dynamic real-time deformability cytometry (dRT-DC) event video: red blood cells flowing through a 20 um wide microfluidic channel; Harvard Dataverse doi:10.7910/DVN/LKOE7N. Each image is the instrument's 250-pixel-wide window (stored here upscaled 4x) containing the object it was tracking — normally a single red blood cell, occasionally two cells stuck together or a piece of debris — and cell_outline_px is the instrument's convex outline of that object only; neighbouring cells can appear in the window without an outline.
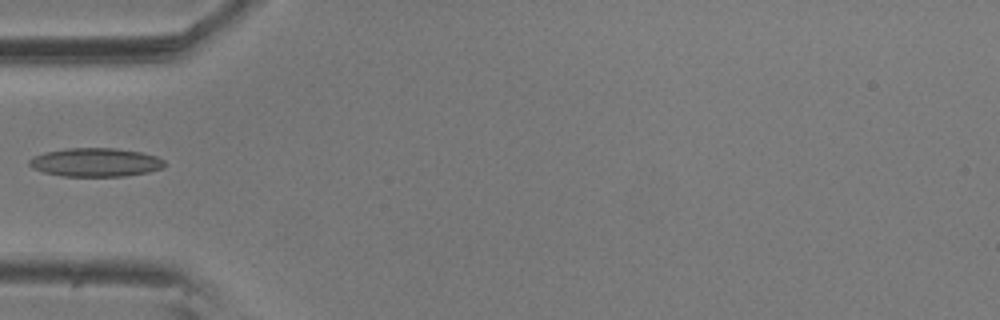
{"species": "common noctule bat (a hibernating species)", "species_latin": "Nyctalus noctula", "temperature_condition": "room temperature", "stored_images_in_passage": 3, "camera_frame_rate_fps": 3000, "um_per_image_px": 0.085, "animal": {"sex": "male", "body_mass_g": 20.5, "forearm_length_mm": 52.5}, "frame": {"image": 1, "passage_image": 2, "time_ms": 0.333, "image_size_px": [1000, 320], "cell_outline_px": [[164, 168], [148, 172], [124, 176], [64, 176], [44, 172], [32, 168], [28, 164], [28, 160], [32, 156], [44, 152], [64, 148], [116, 148], [140, 152], [156, 156], [164, 160]], "centroid_in_image_um": [8.09, 13.79], "position_along_channel_um": 76.9, "area_um2": 22.66}}
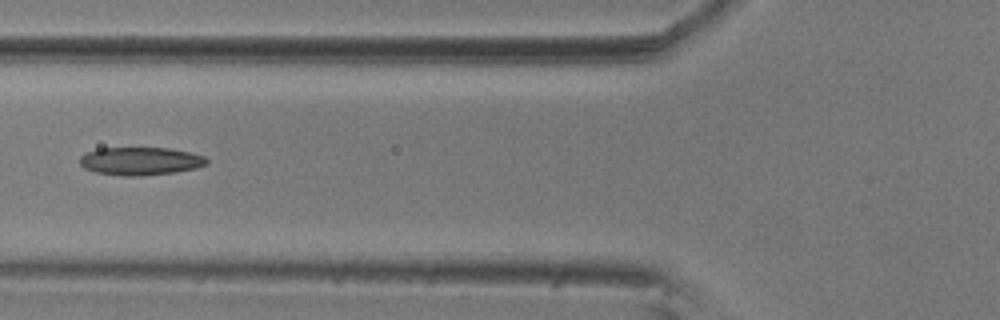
{"frame": {"image": 2, "passage_image": 3, "time_ms": 0.667, "image_size_px": [1000, 320], "cell_outline_px": [[208, 164], [196, 168], [176, 172], [140, 176], [124, 176], [96, 172], [84, 168], [80, 164], [80, 156], [96, 148], [168, 148], [188, 152], [204, 156], [208, 160]], "centroid_in_image_um": [11.93, 13.7], "position_along_channel_um": 113.9, "area_um2": 20.69}}